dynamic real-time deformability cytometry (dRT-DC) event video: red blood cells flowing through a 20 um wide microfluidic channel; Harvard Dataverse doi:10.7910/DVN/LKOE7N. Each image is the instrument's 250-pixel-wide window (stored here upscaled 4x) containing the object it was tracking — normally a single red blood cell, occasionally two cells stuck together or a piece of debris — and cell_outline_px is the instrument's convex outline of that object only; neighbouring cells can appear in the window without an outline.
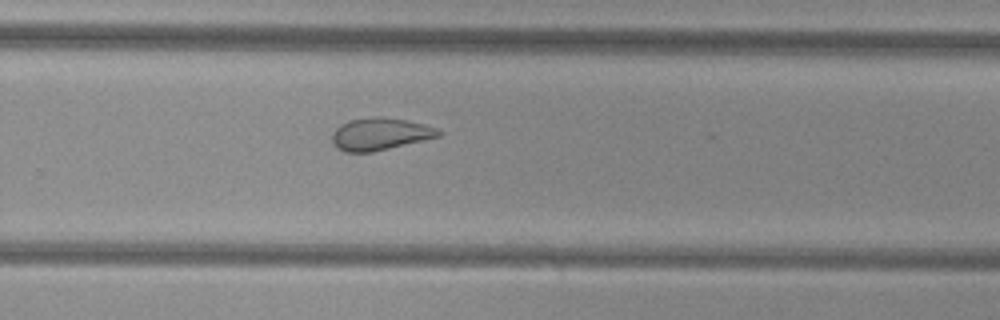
{"species": "common noctule bat (a hibernating species)", "species_latin": "Nyctalus noctula", "temperature_condition": "cold", "stored_images_in_passage": 17, "camera_frame_rate_fps": 3000, "um_per_image_px": 0.085, "animal": {"sex": "female", "body_mass_g": 29.2, "forearm_length_mm": 56.3}, "frame": {"image": 1, "passage_image": 11, "time_ms": 12.667, "image_size_px": [1000, 320], "cell_outline_px": [[444, 132], [440, 136], [372, 152], [344, 152], [336, 148], [332, 144], [332, 132], [340, 124], [348, 120], [372, 116], [380, 116], [404, 120], [424, 124], [436, 128]], "centroid_in_image_um": [32.26, 11.39], "position_along_channel_um": 297.5, "area_um2": 20.11}}